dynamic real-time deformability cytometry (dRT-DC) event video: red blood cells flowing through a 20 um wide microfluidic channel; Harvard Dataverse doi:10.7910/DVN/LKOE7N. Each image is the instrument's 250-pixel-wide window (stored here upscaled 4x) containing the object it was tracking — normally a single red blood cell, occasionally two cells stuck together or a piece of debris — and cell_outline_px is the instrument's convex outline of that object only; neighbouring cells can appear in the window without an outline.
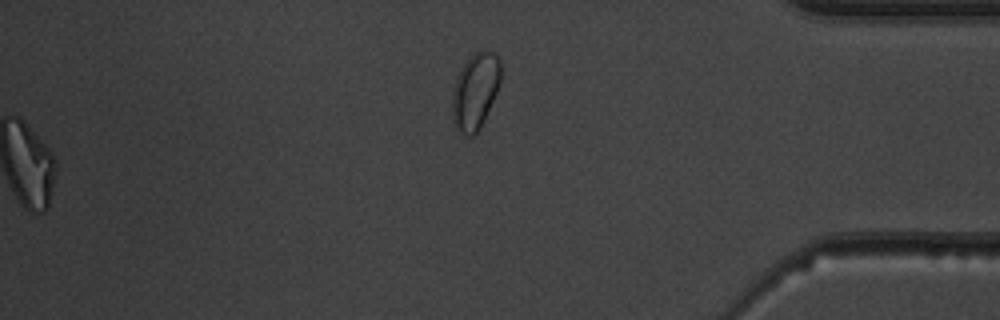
{"species": "common noctule bat (a hibernating species)", "species_latin": "Nyctalus noctula", "temperature_condition": "warm", "stored_images_in_passage": 36, "segment_of_instrument_passage": [2, 2], "camera_frame_rate_fps": 3000, "um_per_image_px": 0.085, "animal": {"sex": "male", "body_mass_g": 19.5, "forearm_length_mm": 54.6}, "frame": {"image": 1, "passage_image": 36, "time_ms": 11.667, "image_size_px": [1000, 320], "cell_outline_px": [[500, 80], [496, 92], [480, 128], [472, 136], [468, 136], [460, 132], [456, 128], [452, 120], [452, 92], [456, 76], [468, 56], [480, 48], [484, 48], [492, 52], [500, 60]], "centroid_in_image_um": [40.36, 7.7], "position_along_channel_um": 394.8, "area_um2": 21.68}}